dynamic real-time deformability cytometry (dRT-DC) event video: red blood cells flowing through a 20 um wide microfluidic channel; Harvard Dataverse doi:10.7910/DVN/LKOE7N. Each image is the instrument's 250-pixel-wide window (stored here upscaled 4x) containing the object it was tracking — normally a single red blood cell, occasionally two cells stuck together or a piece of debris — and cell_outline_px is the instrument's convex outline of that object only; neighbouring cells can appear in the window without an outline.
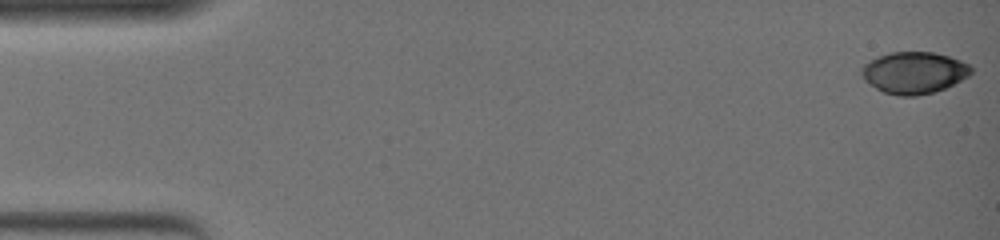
{"species": "common noctule bat (a hibernating species)", "species_latin": "Nyctalus noctula", "temperature_condition": "warm", "stored_images_in_passage": 51, "camera_frame_rate_fps": 3000, "um_per_image_px": 0.085, "animal": {"sex": "female", "body_mass_g": 19.0, "forearm_length_mm": 51.5}, "frame": {"image": 1, "passage_image": 1, "time_ms": 0.0, "image_size_px": [1000, 240], "cell_outline_px": [[972, 72], [968, 76], [944, 88], [932, 92], [916, 96], [896, 96], [884, 92], [876, 88], [864, 80], [860, 72], [860, 68], [864, 64], [880, 56], [892, 52], [932, 52], [948, 56], [960, 60], [968, 64], [972, 68]], "centroid_in_image_um": [77.67, 6.18], "position_along_channel_um": 7.3, "area_um2": 26.41}}
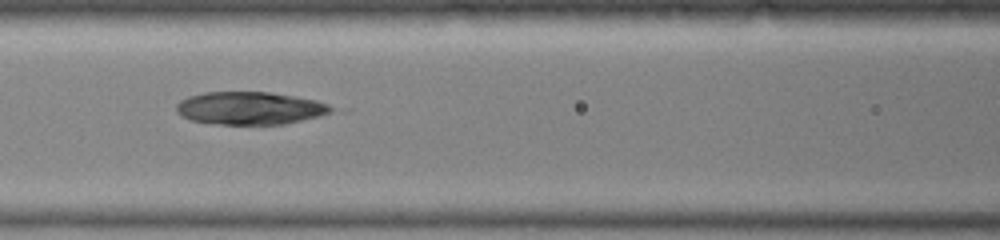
{"frame": {"image": 2, "passage_image": 24, "time_ms": 7.667, "image_size_px": [1000, 240], "cell_outline_px": [[336, 108], [332, 112], [320, 116], [284, 124], [216, 124], [192, 120], [180, 116], [176, 112], [176, 104], [180, 100], [188, 96], [204, 92], [268, 92], [296, 96], [316, 100], [328, 104]], "centroid_in_image_um": [21.24, 9.19], "position_along_channel_um": 145.4, "area_um2": 29.71}}